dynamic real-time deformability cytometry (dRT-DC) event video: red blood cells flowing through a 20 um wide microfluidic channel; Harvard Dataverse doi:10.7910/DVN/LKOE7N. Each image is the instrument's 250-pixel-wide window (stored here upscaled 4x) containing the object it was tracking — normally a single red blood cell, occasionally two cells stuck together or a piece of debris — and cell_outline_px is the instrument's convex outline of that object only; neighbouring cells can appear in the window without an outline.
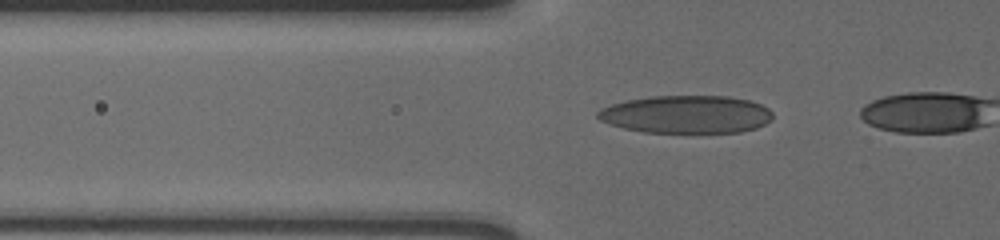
{"species": "human", "species_latin": "Homo sapiens", "temperature_condition": "cold", "stored_images_in_passage": 21, "camera_frame_rate_fps": 3000, "um_per_image_px": 0.085, "donor": {"sex": "male"}, "frame": {"image": 1, "passage_image": 18, "time_ms": 5.667, "image_size_px": [1000, 240], "cell_outline_px": [[772, 120], [756, 128], [740, 132], [644, 132], [624, 128], [600, 120], [596, 116], [596, 112], [600, 108], [624, 100], [652, 96], [728, 96], [748, 100], [760, 104], [768, 108], [772, 112]], "centroid_in_image_um": [58.33, 9.71], "position_along_channel_um": 67.5, "area_um2": 38.55}}